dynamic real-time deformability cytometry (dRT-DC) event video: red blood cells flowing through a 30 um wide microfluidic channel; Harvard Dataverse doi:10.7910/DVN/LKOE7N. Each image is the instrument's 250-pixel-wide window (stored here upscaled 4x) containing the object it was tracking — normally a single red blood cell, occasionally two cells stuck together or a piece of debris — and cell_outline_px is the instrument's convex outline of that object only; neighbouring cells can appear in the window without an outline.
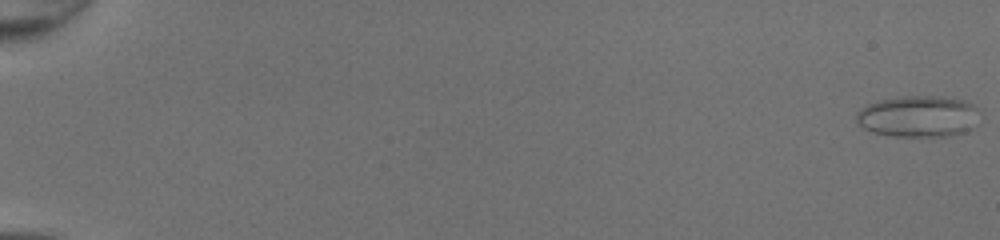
{"species": "common noctule bat (a hibernating species)", "species_latin": "Nyctalus noctula", "temperature_condition": "room temperature", "stored_images_in_passage": 51, "camera_frame_rate_fps": 3000, "um_per_image_px": 0.085, "animal": {"sex": "female", "body_mass_g": 20.0, "forearm_length_mm": 54.0}, "frame": {"image": 1, "passage_image": 1, "time_ms": 0.0, "image_size_px": [1000, 240], "cell_outline_px": [[984, 116], [972, 128], [964, 132], [952, 136], [892, 136], [872, 132], [856, 124], [856, 112], [860, 108], [868, 104], [880, 100], [900, 96], [944, 96], [968, 100], [976, 104]], "centroid_in_image_um": [78.15, 9.88], "position_along_channel_um": 6.9, "area_um2": 30.75}}
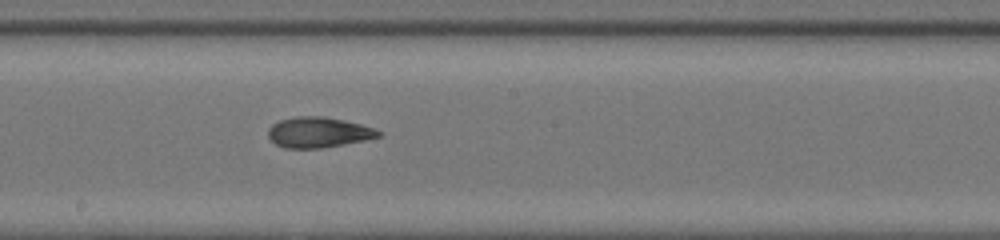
{"frame": {"image": 2, "passage_image": 31, "time_ms": 10.0, "image_size_px": [1000, 240], "cell_outline_px": [[384, 132], [380, 136], [364, 140], [344, 144], [320, 148], [284, 148], [276, 144], [268, 136], [268, 128], [272, 124], [280, 120], [296, 116], [324, 116], [344, 120], [360, 124]], "centroid_in_image_um": [27.05, 11.24], "position_along_channel_um": 221.2, "area_um2": 19.54}}
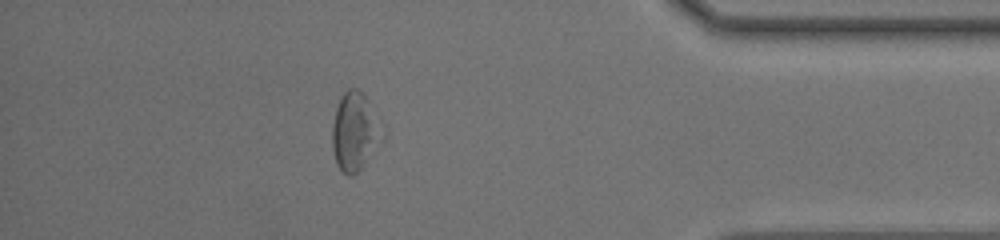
{"frame": {"image": 3, "passage_image": 46, "time_ms": 15.0, "image_size_px": [1000, 240], "cell_outline_px": [[384, 140], [364, 164], [352, 176], [348, 176], [336, 164], [332, 148], [332, 124], [336, 108], [340, 96], [348, 88], [356, 88], [364, 92], [380, 120], [384, 136]], "centroid_in_image_um": [30.18, 11.15], "position_along_channel_um": 405.0, "area_um2": 23.18}, "authors_computed_cell_mechanics": {"area_um2": 21.7906, "velocity_mm_per_s": 4.2742, "shape_relaxation_time_tau1_ms": 6.0156, "shape_relaxation_time_tau2_ms": 1.9455, "deformation_change_tau1": 0.1484, "deformation_change_tau2": 0.0937}}